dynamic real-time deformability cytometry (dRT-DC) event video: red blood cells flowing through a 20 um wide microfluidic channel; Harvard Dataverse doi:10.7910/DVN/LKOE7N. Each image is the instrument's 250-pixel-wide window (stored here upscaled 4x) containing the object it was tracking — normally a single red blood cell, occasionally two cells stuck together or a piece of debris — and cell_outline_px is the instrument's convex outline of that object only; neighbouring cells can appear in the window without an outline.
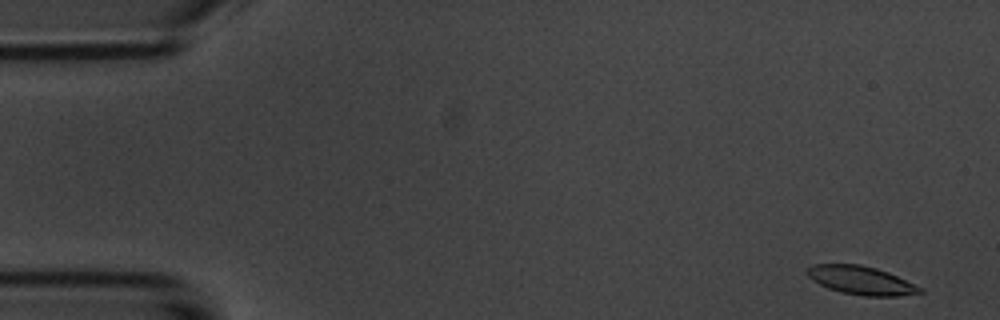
{"species": "common noctule bat (a hibernating species)", "species_latin": "Nyctalus noctula", "temperature_condition": "room temperature", "stored_images_in_passage": 4, "camera_frame_rate_fps": 3000, "um_per_image_px": 0.085, "animal": {"sex": "male", "body_mass_g": 20.1, "forearm_length_mm": 53.5}, "frame": {"image": 1, "passage_image": 1, "time_ms": 0.0, "image_size_px": [1000, 320], "cell_outline_px": [[924, 292], [896, 296], [864, 296], [840, 292], [828, 288], [812, 280], [808, 276], [808, 268], [812, 264], [860, 264], [876, 268], [888, 272], [924, 288]], "centroid_in_image_um": [73.21, 23.83], "position_along_channel_um": 11.8, "area_um2": 18.67}}
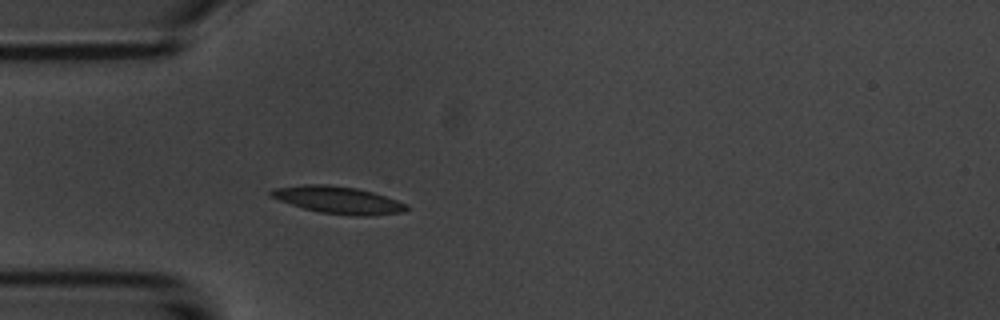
{"frame": {"image": 2, "passage_image": 4, "time_ms": 4.333, "image_size_px": [1000, 320], "cell_outline_px": [[408, 208], [404, 212], [368, 216], [356, 216], [320, 212], [304, 208], [268, 196], [268, 192], [272, 188], [304, 184], [328, 184], [356, 188], [372, 192], [408, 204]], "centroid_in_image_um": [28.72, 16.99], "position_along_channel_um": 56.3, "area_um2": 21.44}}